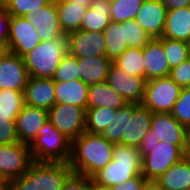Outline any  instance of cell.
I'll list each match as a JSON object with an SVG mask.
<instances>
[{
	"mask_svg": "<svg viewBox=\"0 0 190 190\" xmlns=\"http://www.w3.org/2000/svg\"><path fill=\"white\" fill-rule=\"evenodd\" d=\"M113 146L102 135L85 131L71 142L68 163L72 172L92 178L113 160Z\"/></svg>",
	"mask_w": 190,
	"mask_h": 190,
	"instance_id": "obj_1",
	"label": "cell"
},
{
	"mask_svg": "<svg viewBox=\"0 0 190 190\" xmlns=\"http://www.w3.org/2000/svg\"><path fill=\"white\" fill-rule=\"evenodd\" d=\"M72 173L69 163L33 161L23 176L8 182V190H60Z\"/></svg>",
	"mask_w": 190,
	"mask_h": 190,
	"instance_id": "obj_2",
	"label": "cell"
},
{
	"mask_svg": "<svg viewBox=\"0 0 190 190\" xmlns=\"http://www.w3.org/2000/svg\"><path fill=\"white\" fill-rule=\"evenodd\" d=\"M143 158L138 148L113 146V160L92 177V184L113 187L141 174Z\"/></svg>",
	"mask_w": 190,
	"mask_h": 190,
	"instance_id": "obj_3",
	"label": "cell"
},
{
	"mask_svg": "<svg viewBox=\"0 0 190 190\" xmlns=\"http://www.w3.org/2000/svg\"><path fill=\"white\" fill-rule=\"evenodd\" d=\"M67 53L68 39L66 34L63 37L40 42L23 56L28 75L37 78H52Z\"/></svg>",
	"mask_w": 190,
	"mask_h": 190,
	"instance_id": "obj_4",
	"label": "cell"
},
{
	"mask_svg": "<svg viewBox=\"0 0 190 190\" xmlns=\"http://www.w3.org/2000/svg\"><path fill=\"white\" fill-rule=\"evenodd\" d=\"M33 161L68 163L71 141L47 120L29 145Z\"/></svg>",
	"mask_w": 190,
	"mask_h": 190,
	"instance_id": "obj_5",
	"label": "cell"
},
{
	"mask_svg": "<svg viewBox=\"0 0 190 190\" xmlns=\"http://www.w3.org/2000/svg\"><path fill=\"white\" fill-rule=\"evenodd\" d=\"M181 89L168 76L148 80L141 104L152 113H171Z\"/></svg>",
	"mask_w": 190,
	"mask_h": 190,
	"instance_id": "obj_6",
	"label": "cell"
},
{
	"mask_svg": "<svg viewBox=\"0 0 190 190\" xmlns=\"http://www.w3.org/2000/svg\"><path fill=\"white\" fill-rule=\"evenodd\" d=\"M48 120L72 142L85 132L86 109L76 105L55 104L48 110Z\"/></svg>",
	"mask_w": 190,
	"mask_h": 190,
	"instance_id": "obj_7",
	"label": "cell"
},
{
	"mask_svg": "<svg viewBox=\"0 0 190 190\" xmlns=\"http://www.w3.org/2000/svg\"><path fill=\"white\" fill-rule=\"evenodd\" d=\"M32 163L28 144L19 141L0 145V177L8 182L23 176Z\"/></svg>",
	"mask_w": 190,
	"mask_h": 190,
	"instance_id": "obj_8",
	"label": "cell"
},
{
	"mask_svg": "<svg viewBox=\"0 0 190 190\" xmlns=\"http://www.w3.org/2000/svg\"><path fill=\"white\" fill-rule=\"evenodd\" d=\"M184 156L178 146L159 141L153 151L143 157L141 174L147 180H156Z\"/></svg>",
	"mask_w": 190,
	"mask_h": 190,
	"instance_id": "obj_9",
	"label": "cell"
},
{
	"mask_svg": "<svg viewBox=\"0 0 190 190\" xmlns=\"http://www.w3.org/2000/svg\"><path fill=\"white\" fill-rule=\"evenodd\" d=\"M152 114L142 104L127 103V124L121 144L138 148L143 137L151 129Z\"/></svg>",
	"mask_w": 190,
	"mask_h": 190,
	"instance_id": "obj_10",
	"label": "cell"
},
{
	"mask_svg": "<svg viewBox=\"0 0 190 190\" xmlns=\"http://www.w3.org/2000/svg\"><path fill=\"white\" fill-rule=\"evenodd\" d=\"M41 42L36 29L25 17L11 16L8 47L13 54L23 57Z\"/></svg>",
	"mask_w": 190,
	"mask_h": 190,
	"instance_id": "obj_11",
	"label": "cell"
},
{
	"mask_svg": "<svg viewBox=\"0 0 190 190\" xmlns=\"http://www.w3.org/2000/svg\"><path fill=\"white\" fill-rule=\"evenodd\" d=\"M107 82L127 103L141 104L144 98L146 80L136 75H127L114 63L111 64Z\"/></svg>",
	"mask_w": 190,
	"mask_h": 190,
	"instance_id": "obj_12",
	"label": "cell"
},
{
	"mask_svg": "<svg viewBox=\"0 0 190 190\" xmlns=\"http://www.w3.org/2000/svg\"><path fill=\"white\" fill-rule=\"evenodd\" d=\"M68 52L76 58L106 56L103 32L77 30L67 34Z\"/></svg>",
	"mask_w": 190,
	"mask_h": 190,
	"instance_id": "obj_13",
	"label": "cell"
},
{
	"mask_svg": "<svg viewBox=\"0 0 190 190\" xmlns=\"http://www.w3.org/2000/svg\"><path fill=\"white\" fill-rule=\"evenodd\" d=\"M24 17L34 26L41 42L65 35L59 24L55 0H51L46 6L30 11Z\"/></svg>",
	"mask_w": 190,
	"mask_h": 190,
	"instance_id": "obj_14",
	"label": "cell"
},
{
	"mask_svg": "<svg viewBox=\"0 0 190 190\" xmlns=\"http://www.w3.org/2000/svg\"><path fill=\"white\" fill-rule=\"evenodd\" d=\"M150 130L160 142L176 145L184 152L186 127L181 125L171 113H153Z\"/></svg>",
	"mask_w": 190,
	"mask_h": 190,
	"instance_id": "obj_15",
	"label": "cell"
},
{
	"mask_svg": "<svg viewBox=\"0 0 190 190\" xmlns=\"http://www.w3.org/2000/svg\"><path fill=\"white\" fill-rule=\"evenodd\" d=\"M28 78L23 57L9 52L0 61V90L24 91Z\"/></svg>",
	"mask_w": 190,
	"mask_h": 190,
	"instance_id": "obj_16",
	"label": "cell"
},
{
	"mask_svg": "<svg viewBox=\"0 0 190 190\" xmlns=\"http://www.w3.org/2000/svg\"><path fill=\"white\" fill-rule=\"evenodd\" d=\"M47 120L48 110L24 105L15 121L18 140L30 145Z\"/></svg>",
	"mask_w": 190,
	"mask_h": 190,
	"instance_id": "obj_17",
	"label": "cell"
},
{
	"mask_svg": "<svg viewBox=\"0 0 190 190\" xmlns=\"http://www.w3.org/2000/svg\"><path fill=\"white\" fill-rule=\"evenodd\" d=\"M23 93L25 105L49 110L56 104L55 86L52 78L29 76Z\"/></svg>",
	"mask_w": 190,
	"mask_h": 190,
	"instance_id": "obj_18",
	"label": "cell"
},
{
	"mask_svg": "<svg viewBox=\"0 0 190 190\" xmlns=\"http://www.w3.org/2000/svg\"><path fill=\"white\" fill-rule=\"evenodd\" d=\"M167 9L160 0H144L135 17L136 22L152 38H160L164 32Z\"/></svg>",
	"mask_w": 190,
	"mask_h": 190,
	"instance_id": "obj_19",
	"label": "cell"
},
{
	"mask_svg": "<svg viewBox=\"0 0 190 190\" xmlns=\"http://www.w3.org/2000/svg\"><path fill=\"white\" fill-rule=\"evenodd\" d=\"M143 58L146 81L169 76L170 65L163 49V37L152 38L143 47Z\"/></svg>",
	"mask_w": 190,
	"mask_h": 190,
	"instance_id": "obj_20",
	"label": "cell"
},
{
	"mask_svg": "<svg viewBox=\"0 0 190 190\" xmlns=\"http://www.w3.org/2000/svg\"><path fill=\"white\" fill-rule=\"evenodd\" d=\"M60 27L64 34L80 30L81 20L91 2L55 0Z\"/></svg>",
	"mask_w": 190,
	"mask_h": 190,
	"instance_id": "obj_21",
	"label": "cell"
},
{
	"mask_svg": "<svg viewBox=\"0 0 190 190\" xmlns=\"http://www.w3.org/2000/svg\"><path fill=\"white\" fill-rule=\"evenodd\" d=\"M112 63L107 56L77 58L80 80L88 86L107 81Z\"/></svg>",
	"mask_w": 190,
	"mask_h": 190,
	"instance_id": "obj_22",
	"label": "cell"
},
{
	"mask_svg": "<svg viewBox=\"0 0 190 190\" xmlns=\"http://www.w3.org/2000/svg\"><path fill=\"white\" fill-rule=\"evenodd\" d=\"M56 104L76 105L88 108L89 86L80 79L69 82L54 81Z\"/></svg>",
	"mask_w": 190,
	"mask_h": 190,
	"instance_id": "obj_23",
	"label": "cell"
},
{
	"mask_svg": "<svg viewBox=\"0 0 190 190\" xmlns=\"http://www.w3.org/2000/svg\"><path fill=\"white\" fill-rule=\"evenodd\" d=\"M156 181L165 190H190V158L184 156L171 165Z\"/></svg>",
	"mask_w": 190,
	"mask_h": 190,
	"instance_id": "obj_24",
	"label": "cell"
},
{
	"mask_svg": "<svg viewBox=\"0 0 190 190\" xmlns=\"http://www.w3.org/2000/svg\"><path fill=\"white\" fill-rule=\"evenodd\" d=\"M162 37L185 42L190 38V7L167 10Z\"/></svg>",
	"mask_w": 190,
	"mask_h": 190,
	"instance_id": "obj_25",
	"label": "cell"
},
{
	"mask_svg": "<svg viewBox=\"0 0 190 190\" xmlns=\"http://www.w3.org/2000/svg\"><path fill=\"white\" fill-rule=\"evenodd\" d=\"M127 104V101L116 93L107 81L89 86L88 108H112L117 110Z\"/></svg>",
	"mask_w": 190,
	"mask_h": 190,
	"instance_id": "obj_26",
	"label": "cell"
},
{
	"mask_svg": "<svg viewBox=\"0 0 190 190\" xmlns=\"http://www.w3.org/2000/svg\"><path fill=\"white\" fill-rule=\"evenodd\" d=\"M111 0H92L81 20L80 29L91 32H103L111 22Z\"/></svg>",
	"mask_w": 190,
	"mask_h": 190,
	"instance_id": "obj_27",
	"label": "cell"
},
{
	"mask_svg": "<svg viewBox=\"0 0 190 190\" xmlns=\"http://www.w3.org/2000/svg\"><path fill=\"white\" fill-rule=\"evenodd\" d=\"M106 44V56L114 61L119 57L128 47L125 34L124 22L112 21L103 31Z\"/></svg>",
	"mask_w": 190,
	"mask_h": 190,
	"instance_id": "obj_28",
	"label": "cell"
},
{
	"mask_svg": "<svg viewBox=\"0 0 190 190\" xmlns=\"http://www.w3.org/2000/svg\"><path fill=\"white\" fill-rule=\"evenodd\" d=\"M113 63L127 75H136L145 79L143 48H127Z\"/></svg>",
	"mask_w": 190,
	"mask_h": 190,
	"instance_id": "obj_29",
	"label": "cell"
},
{
	"mask_svg": "<svg viewBox=\"0 0 190 190\" xmlns=\"http://www.w3.org/2000/svg\"><path fill=\"white\" fill-rule=\"evenodd\" d=\"M117 110L112 108H87L85 131L91 134L102 135L111 124Z\"/></svg>",
	"mask_w": 190,
	"mask_h": 190,
	"instance_id": "obj_30",
	"label": "cell"
},
{
	"mask_svg": "<svg viewBox=\"0 0 190 190\" xmlns=\"http://www.w3.org/2000/svg\"><path fill=\"white\" fill-rule=\"evenodd\" d=\"M144 0H111L110 19L115 22H125L135 19Z\"/></svg>",
	"mask_w": 190,
	"mask_h": 190,
	"instance_id": "obj_31",
	"label": "cell"
},
{
	"mask_svg": "<svg viewBox=\"0 0 190 190\" xmlns=\"http://www.w3.org/2000/svg\"><path fill=\"white\" fill-rule=\"evenodd\" d=\"M24 91H14L10 89L0 90V114L2 115H18L24 102Z\"/></svg>",
	"mask_w": 190,
	"mask_h": 190,
	"instance_id": "obj_32",
	"label": "cell"
},
{
	"mask_svg": "<svg viewBox=\"0 0 190 190\" xmlns=\"http://www.w3.org/2000/svg\"><path fill=\"white\" fill-rule=\"evenodd\" d=\"M163 49L170 65V69L178 66L189 58L185 41L163 37Z\"/></svg>",
	"mask_w": 190,
	"mask_h": 190,
	"instance_id": "obj_33",
	"label": "cell"
},
{
	"mask_svg": "<svg viewBox=\"0 0 190 190\" xmlns=\"http://www.w3.org/2000/svg\"><path fill=\"white\" fill-rule=\"evenodd\" d=\"M127 124V104L117 109L111 124L107 126L102 134L110 143L121 144L122 134Z\"/></svg>",
	"mask_w": 190,
	"mask_h": 190,
	"instance_id": "obj_34",
	"label": "cell"
},
{
	"mask_svg": "<svg viewBox=\"0 0 190 190\" xmlns=\"http://www.w3.org/2000/svg\"><path fill=\"white\" fill-rule=\"evenodd\" d=\"M124 34L129 48H143L152 39L135 19L124 22Z\"/></svg>",
	"mask_w": 190,
	"mask_h": 190,
	"instance_id": "obj_35",
	"label": "cell"
},
{
	"mask_svg": "<svg viewBox=\"0 0 190 190\" xmlns=\"http://www.w3.org/2000/svg\"><path fill=\"white\" fill-rule=\"evenodd\" d=\"M54 81L69 82L80 79L77 58L69 52L62 58L58 68L52 77Z\"/></svg>",
	"mask_w": 190,
	"mask_h": 190,
	"instance_id": "obj_36",
	"label": "cell"
},
{
	"mask_svg": "<svg viewBox=\"0 0 190 190\" xmlns=\"http://www.w3.org/2000/svg\"><path fill=\"white\" fill-rule=\"evenodd\" d=\"M171 115L185 127L190 126V87L181 89L180 95L175 102Z\"/></svg>",
	"mask_w": 190,
	"mask_h": 190,
	"instance_id": "obj_37",
	"label": "cell"
},
{
	"mask_svg": "<svg viewBox=\"0 0 190 190\" xmlns=\"http://www.w3.org/2000/svg\"><path fill=\"white\" fill-rule=\"evenodd\" d=\"M51 0H4V5L11 16H26L34 9L46 6Z\"/></svg>",
	"mask_w": 190,
	"mask_h": 190,
	"instance_id": "obj_38",
	"label": "cell"
},
{
	"mask_svg": "<svg viewBox=\"0 0 190 190\" xmlns=\"http://www.w3.org/2000/svg\"><path fill=\"white\" fill-rule=\"evenodd\" d=\"M17 116L0 114V145L19 142L15 127Z\"/></svg>",
	"mask_w": 190,
	"mask_h": 190,
	"instance_id": "obj_39",
	"label": "cell"
},
{
	"mask_svg": "<svg viewBox=\"0 0 190 190\" xmlns=\"http://www.w3.org/2000/svg\"><path fill=\"white\" fill-rule=\"evenodd\" d=\"M168 77L181 88L190 87V58L171 68Z\"/></svg>",
	"mask_w": 190,
	"mask_h": 190,
	"instance_id": "obj_40",
	"label": "cell"
},
{
	"mask_svg": "<svg viewBox=\"0 0 190 190\" xmlns=\"http://www.w3.org/2000/svg\"><path fill=\"white\" fill-rule=\"evenodd\" d=\"M60 190H92V178L72 173Z\"/></svg>",
	"mask_w": 190,
	"mask_h": 190,
	"instance_id": "obj_41",
	"label": "cell"
},
{
	"mask_svg": "<svg viewBox=\"0 0 190 190\" xmlns=\"http://www.w3.org/2000/svg\"><path fill=\"white\" fill-rule=\"evenodd\" d=\"M11 14L5 5L0 6V43H8Z\"/></svg>",
	"mask_w": 190,
	"mask_h": 190,
	"instance_id": "obj_42",
	"label": "cell"
},
{
	"mask_svg": "<svg viewBox=\"0 0 190 190\" xmlns=\"http://www.w3.org/2000/svg\"><path fill=\"white\" fill-rule=\"evenodd\" d=\"M146 180L147 179L142 174H140L124 183L113 186V189L114 190H142Z\"/></svg>",
	"mask_w": 190,
	"mask_h": 190,
	"instance_id": "obj_43",
	"label": "cell"
},
{
	"mask_svg": "<svg viewBox=\"0 0 190 190\" xmlns=\"http://www.w3.org/2000/svg\"><path fill=\"white\" fill-rule=\"evenodd\" d=\"M159 140L153 136V132L149 130L143 137L138 150L141 153L142 158L149 154L158 145Z\"/></svg>",
	"mask_w": 190,
	"mask_h": 190,
	"instance_id": "obj_44",
	"label": "cell"
},
{
	"mask_svg": "<svg viewBox=\"0 0 190 190\" xmlns=\"http://www.w3.org/2000/svg\"><path fill=\"white\" fill-rule=\"evenodd\" d=\"M160 2L167 10L190 7V0H160Z\"/></svg>",
	"mask_w": 190,
	"mask_h": 190,
	"instance_id": "obj_45",
	"label": "cell"
},
{
	"mask_svg": "<svg viewBox=\"0 0 190 190\" xmlns=\"http://www.w3.org/2000/svg\"><path fill=\"white\" fill-rule=\"evenodd\" d=\"M142 190H165L156 180H146Z\"/></svg>",
	"mask_w": 190,
	"mask_h": 190,
	"instance_id": "obj_46",
	"label": "cell"
},
{
	"mask_svg": "<svg viewBox=\"0 0 190 190\" xmlns=\"http://www.w3.org/2000/svg\"><path fill=\"white\" fill-rule=\"evenodd\" d=\"M184 155L190 158V126L186 127Z\"/></svg>",
	"mask_w": 190,
	"mask_h": 190,
	"instance_id": "obj_47",
	"label": "cell"
},
{
	"mask_svg": "<svg viewBox=\"0 0 190 190\" xmlns=\"http://www.w3.org/2000/svg\"><path fill=\"white\" fill-rule=\"evenodd\" d=\"M9 47L7 43H0V61L9 53Z\"/></svg>",
	"mask_w": 190,
	"mask_h": 190,
	"instance_id": "obj_48",
	"label": "cell"
},
{
	"mask_svg": "<svg viewBox=\"0 0 190 190\" xmlns=\"http://www.w3.org/2000/svg\"><path fill=\"white\" fill-rule=\"evenodd\" d=\"M92 190H114L113 187L102 186L99 184H92Z\"/></svg>",
	"mask_w": 190,
	"mask_h": 190,
	"instance_id": "obj_49",
	"label": "cell"
},
{
	"mask_svg": "<svg viewBox=\"0 0 190 190\" xmlns=\"http://www.w3.org/2000/svg\"><path fill=\"white\" fill-rule=\"evenodd\" d=\"M0 190H8V181L0 177Z\"/></svg>",
	"mask_w": 190,
	"mask_h": 190,
	"instance_id": "obj_50",
	"label": "cell"
},
{
	"mask_svg": "<svg viewBox=\"0 0 190 190\" xmlns=\"http://www.w3.org/2000/svg\"><path fill=\"white\" fill-rule=\"evenodd\" d=\"M187 51L190 58V38L186 41Z\"/></svg>",
	"mask_w": 190,
	"mask_h": 190,
	"instance_id": "obj_51",
	"label": "cell"
},
{
	"mask_svg": "<svg viewBox=\"0 0 190 190\" xmlns=\"http://www.w3.org/2000/svg\"><path fill=\"white\" fill-rule=\"evenodd\" d=\"M74 1H79V2H91L92 0H74Z\"/></svg>",
	"mask_w": 190,
	"mask_h": 190,
	"instance_id": "obj_52",
	"label": "cell"
},
{
	"mask_svg": "<svg viewBox=\"0 0 190 190\" xmlns=\"http://www.w3.org/2000/svg\"><path fill=\"white\" fill-rule=\"evenodd\" d=\"M4 4V0H0V6Z\"/></svg>",
	"mask_w": 190,
	"mask_h": 190,
	"instance_id": "obj_53",
	"label": "cell"
}]
</instances>
